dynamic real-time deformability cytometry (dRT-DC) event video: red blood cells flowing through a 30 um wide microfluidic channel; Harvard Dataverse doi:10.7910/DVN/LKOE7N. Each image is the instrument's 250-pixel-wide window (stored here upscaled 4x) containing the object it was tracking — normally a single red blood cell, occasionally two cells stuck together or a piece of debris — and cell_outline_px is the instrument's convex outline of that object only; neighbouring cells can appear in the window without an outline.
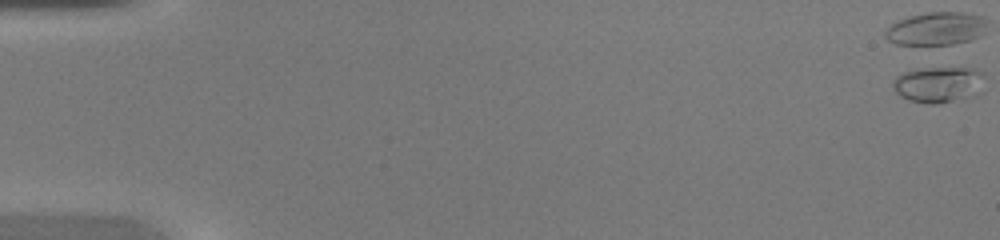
{"species": "common noctule bat (a hibernating species)", "species_latin": "Nyctalus noctula", "temperature_condition": "warm", "stored_images_in_passage": 49, "camera_frame_rate_fps": 3000, "um_per_image_px": 0.085, "animal": {"sex": "female", "body_mass_g": 20.0, "forearm_length_mm": 54.0}, "frame": {"image": 1, "passage_image": 1, "time_ms": 0.0, "image_size_px": [1000, 240], "cell_outline_px": [[984, 76], [972, 96], [936, 104], [928, 104], [908, 100], [900, 96], [892, 88], [892, 80], [896, 76], [904, 72], [920, 68], [976, 68], [984, 72]], "centroid_in_image_um": [79.68, 7.17], "position_along_channel_um": 5.3, "area_um2": 19.02}}